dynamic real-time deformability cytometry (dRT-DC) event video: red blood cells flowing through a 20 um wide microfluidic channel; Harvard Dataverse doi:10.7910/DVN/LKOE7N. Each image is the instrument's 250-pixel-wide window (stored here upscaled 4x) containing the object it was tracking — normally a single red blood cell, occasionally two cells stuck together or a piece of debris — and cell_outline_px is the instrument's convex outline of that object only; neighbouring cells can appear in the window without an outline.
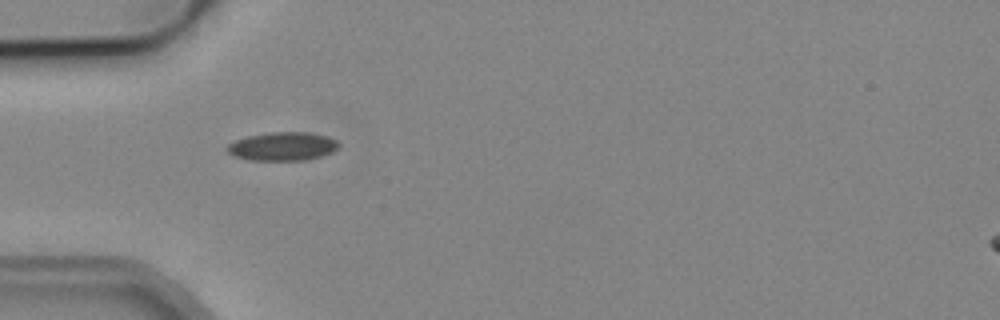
{"species": "common noctule bat (a hibernating species)", "species_latin": "Nyctalus noctula", "temperature_condition": "cold", "stored_images_in_passage": 22, "camera_frame_rate_fps": 3000, "um_per_image_px": 0.085, "animal": {"sex": "male", "body_mass_g": 19.2, "forearm_length_mm": 51.8}, "frame": {"image": 1, "passage_image": 1, "time_ms": 0.0, "image_size_px": [1000, 320], "cell_outline_px": [[340, 144], [332, 152], [320, 156], [304, 160], [252, 160], [236, 156], [228, 152], [224, 148], [228, 144], [236, 140], [248, 136], [268, 132], [308, 132], [328, 136], [336, 140]], "centroid_in_image_um": [24.02, 12.43], "position_along_channel_um": 61.0, "area_um2": 18.44}}
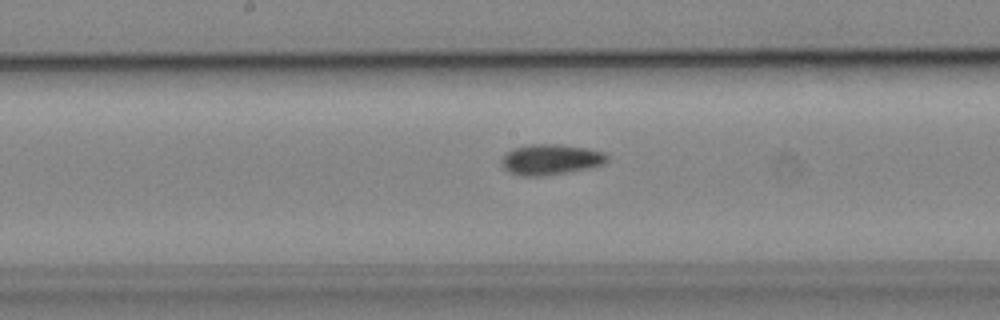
{"frame": {"image": 2, "passage_image": 12, "time_ms": 3.667, "image_size_px": [1000, 320], "cell_outline_px": [[608, 160], [604, 164], [564, 172], [540, 176], [520, 176], [504, 168], [500, 164], [500, 160], [512, 148], [532, 144], [560, 144], [588, 148], [604, 152], [608, 156]], "centroid_in_image_um": [46.79, 13.54], "position_along_channel_um": 201.4, "area_um2": 18.61}}
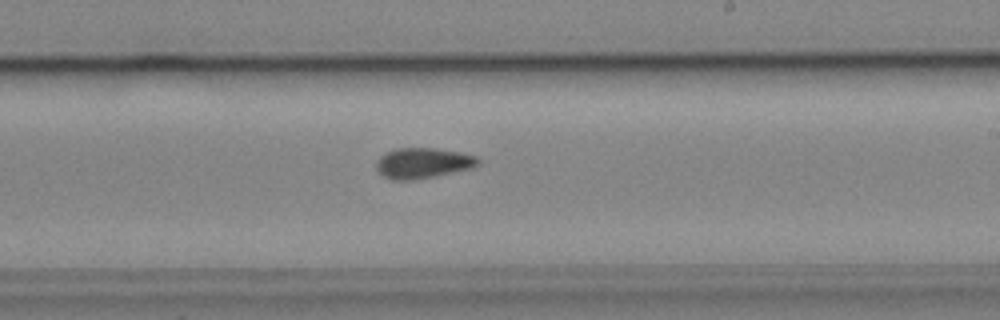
{"frame": {"image": 3, "passage_image": 16, "time_ms": 5.0, "image_size_px": [1000, 320], "cell_outline_px": [[480, 164], [476, 168], [436, 176], [412, 180], [392, 180], [384, 176], [376, 168], [376, 160], [384, 152], [396, 148], [436, 148], [460, 152], [476, 156], [480, 160]], "centroid_in_image_um": [35.98, 13.86], "position_along_channel_um": 253.0, "area_um2": 18.44}}